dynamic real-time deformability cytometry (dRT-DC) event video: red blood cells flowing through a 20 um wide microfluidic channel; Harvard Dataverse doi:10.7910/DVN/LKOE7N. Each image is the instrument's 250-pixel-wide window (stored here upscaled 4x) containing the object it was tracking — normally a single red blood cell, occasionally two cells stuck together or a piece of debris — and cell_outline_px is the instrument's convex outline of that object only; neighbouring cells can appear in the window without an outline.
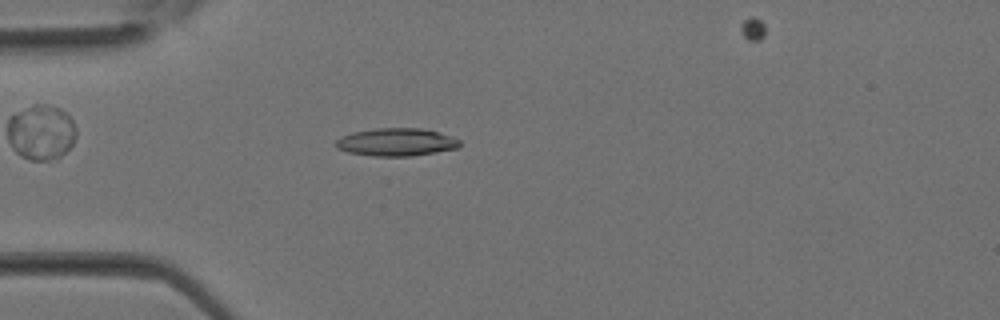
{"species": "Egyptian fruit bat (a non-hibernating species)", "species_latin": "Rousettus aegyptiacus", "temperature_condition": "room temperature", "stored_images_in_passage": 35, "camera_frame_rate_fps": 3000, "um_per_image_px": 0.085, "animal": {"sex": "female"}, "frame": {"image": 1, "passage_image": 10, "time_ms": 3.0, "image_size_px": [1000, 320], "cell_outline_px": [[460, 148], [412, 156], [372, 156], [348, 152], [336, 148], [332, 144], [340, 136], [352, 132], [376, 128], [420, 128], [452, 136], [460, 140]], "centroid_in_image_um": [33.65, 12.08], "position_along_channel_um": 51.3, "area_um2": 20.29}}
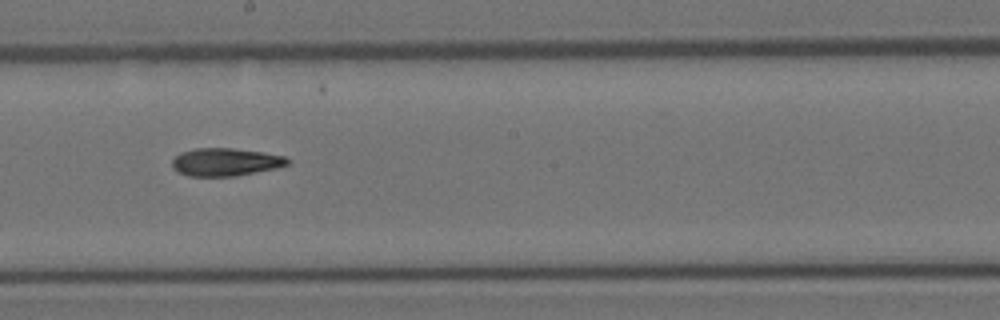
{"frame": {"image": 2, "passage_image": 20, "time_ms": 6.333, "image_size_px": [1000, 320], "cell_outline_px": [[288, 164], [276, 168], [236, 176], [188, 176], [172, 168], [172, 160], [180, 152], [196, 148], [232, 148], [264, 152], [284, 156], [288, 160]], "centroid_in_image_um": [19.14, 13.77], "position_along_channel_um": 229.1, "area_um2": 18.67}}
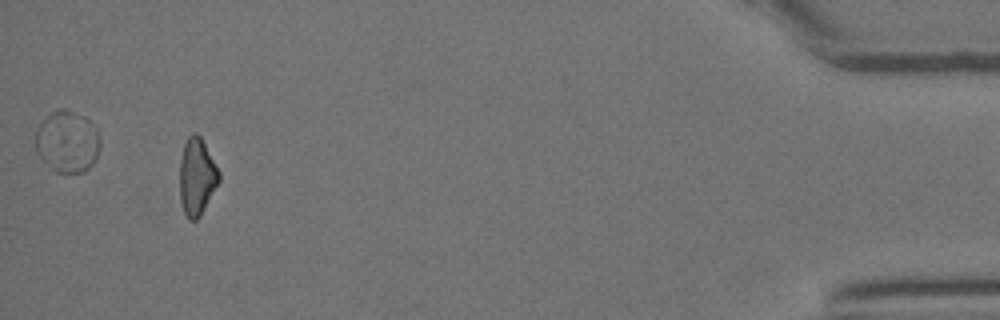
{"frame": {"image": 3, "passage_image": 34, "time_ms": 11.0, "image_size_px": [1000, 320], "cell_outline_px": [[220, 180], [200, 216], [196, 220], [188, 220], [184, 212], [180, 200], [180, 160], [184, 144], [188, 136], [196, 132], [200, 136], [220, 172]], "centroid_in_image_um": [16.72, 15.03], "position_along_channel_um": 418.5, "area_um2": 17.51}}